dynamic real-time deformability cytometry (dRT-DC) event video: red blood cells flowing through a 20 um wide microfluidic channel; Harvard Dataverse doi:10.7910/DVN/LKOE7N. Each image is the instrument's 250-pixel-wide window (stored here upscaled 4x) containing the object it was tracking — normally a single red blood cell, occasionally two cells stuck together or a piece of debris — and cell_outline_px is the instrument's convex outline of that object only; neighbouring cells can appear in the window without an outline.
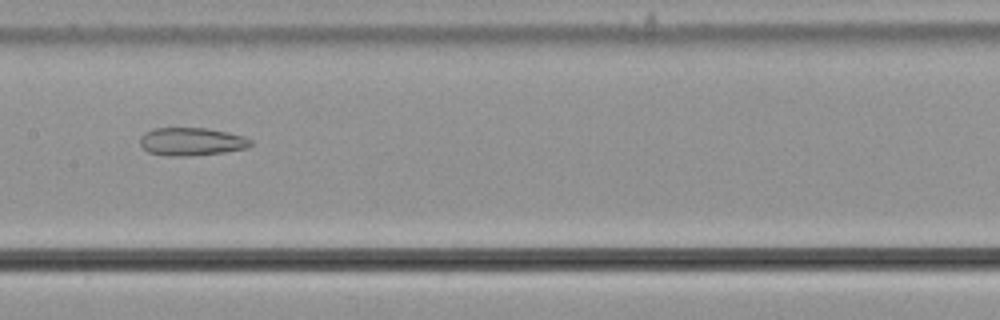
{"species": "common noctule bat (a hibernating species)", "species_latin": "Nyctalus noctula", "temperature_condition": "cold", "stored_images_in_passage": 56, "camera_frame_rate_fps": 3000, "um_per_image_px": 0.085, "animal": {"sex": "male", "body_mass_g": 21.5, "forearm_length_mm": 52.0}, "frame": {"image": 1, "passage_image": 28, "time_ms": 9.0, "image_size_px": [1000, 320], "cell_outline_px": [[252, 144], [248, 148], [224, 152], [188, 156], [168, 156], [148, 152], [140, 144], [140, 136], [144, 132], [152, 128], [208, 128], [228, 132], [244, 136], [252, 140]], "centroid_in_image_um": [16.28, 12.03], "position_along_channel_um": 191.1, "area_um2": 18.21}}
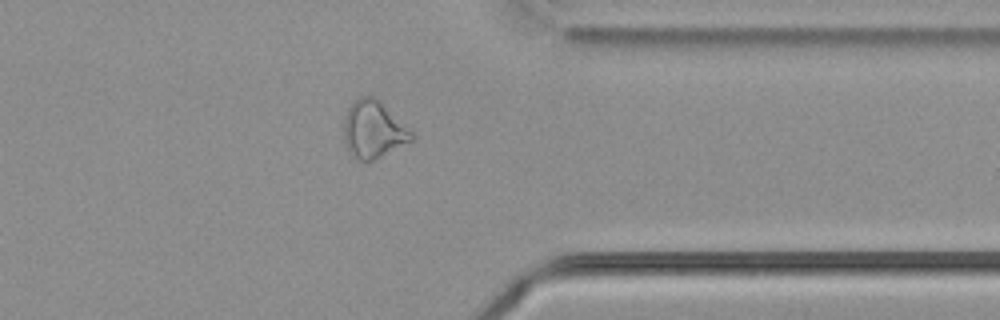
{"frame": {"image": 2, "passage_image": 44, "time_ms": 14.333, "image_size_px": [1000, 320], "cell_outline_px": [[416, 136], [412, 140], [372, 160], [356, 160], [348, 152], [344, 140], [344, 116], [348, 108], [360, 96], [376, 96]], "centroid_in_image_um": [31.71, 10.99], "position_along_channel_um": 379.7, "area_um2": 22.37}}
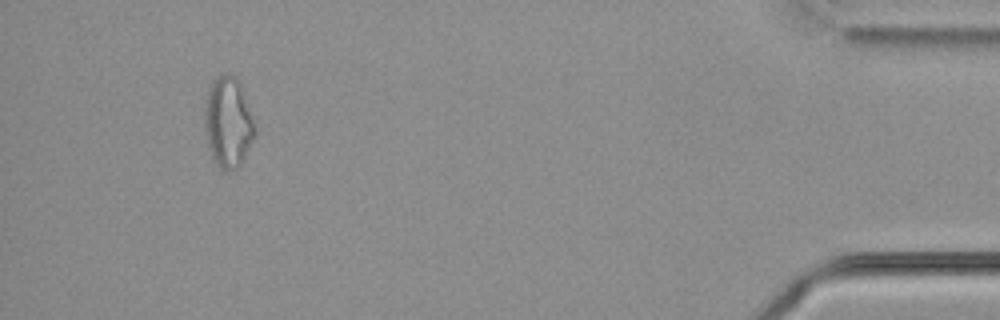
{"frame": {"image": 3, "passage_image": 52, "time_ms": 17.0, "image_size_px": [1000, 320], "cell_outline_px": [[256, 136], [240, 164], [236, 168], [228, 172], [224, 172], [212, 160], [204, 128], [204, 108], [208, 88], [212, 80], [216, 76], [224, 72], [228, 72], [236, 76], [240, 80], [256, 128]], "centroid_in_image_um": [19.38, 10.36], "position_along_channel_um": 415.8, "area_um2": 27.22}, "authors_computed_cell_mechanics": {"area_um2": 24.5072, "velocity_mm_per_s": 3.6739, "shape_relaxation_time_tau1_ms": null, "shape_relaxation_time_tau2_ms": 8.7772, "deformation_change_tau1": null, "deformation_change_tau2": 0.2136}}